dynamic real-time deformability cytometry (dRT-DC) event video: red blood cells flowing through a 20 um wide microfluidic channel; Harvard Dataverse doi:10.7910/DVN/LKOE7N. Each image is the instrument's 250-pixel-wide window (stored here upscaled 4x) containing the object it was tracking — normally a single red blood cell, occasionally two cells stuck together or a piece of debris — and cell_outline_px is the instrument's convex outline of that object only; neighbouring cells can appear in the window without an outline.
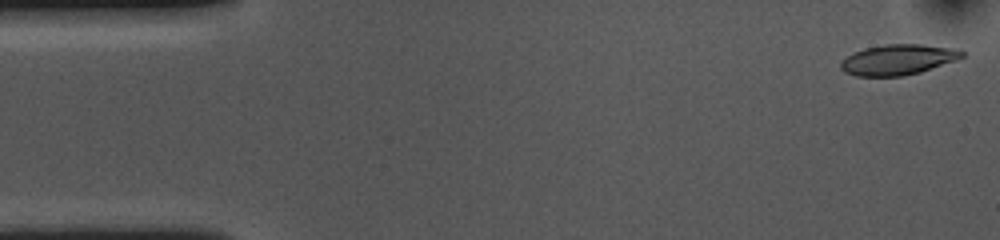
{"species": "common noctule bat (a hibernating species)", "species_latin": "Nyctalus noctula", "temperature_condition": "cold", "stored_images_in_passage": 53, "camera_frame_rate_fps": 3000, "um_per_image_px": 0.085, "animal": {"sex": "female", "body_mass_g": 10.0, "forearm_length_mm": 53.1}, "frame": {"image": 1, "passage_image": 1, "time_ms": 0.0, "image_size_px": [1000, 240], "cell_outline_px": [[964, 56], [956, 60], [920, 72], [900, 76], [856, 76], [844, 72], [840, 68], [840, 60], [864, 48], [884, 44], [920, 44], [960, 48], [964, 52]], "centroid_in_image_um": [76.34, 5.06], "position_along_channel_um": 8.7, "area_um2": 21.62}}
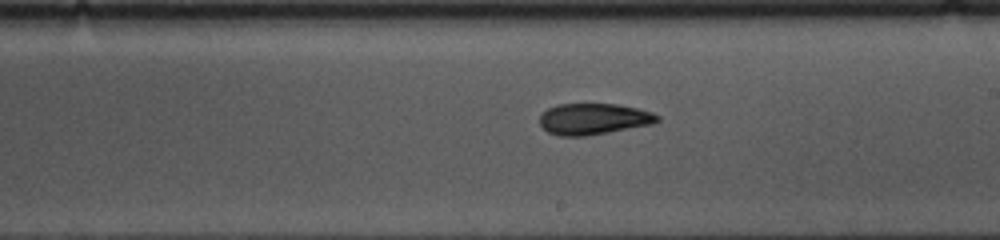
{"frame": {"image": 2, "passage_image": 29, "time_ms": 9.333, "image_size_px": [1000, 240], "cell_outline_px": [[660, 120], [652, 124], [608, 132], [584, 136], [560, 136], [548, 132], [540, 124], [540, 116], [548, 108], [556, 104], [616, 104], [636, 108], [652, 112], [660, 116]], "centroid_in_image_um": [50.45, 10.11], "position_along_channel_um": 238.5, "area_um2": 21.27}}
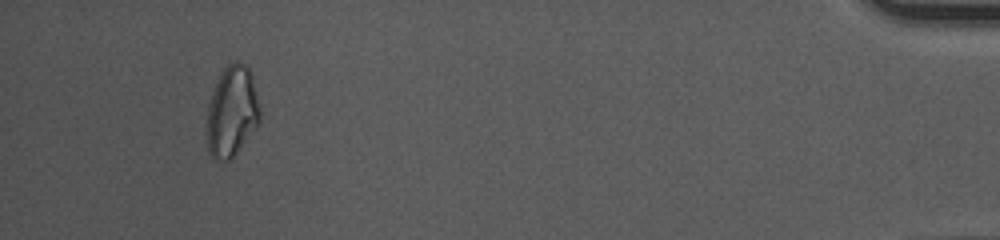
{"frame": {"image": 3, "passage_image": 50, "time_ms": 16.333, "image_size_px": [1000, 240], "cell_outline_px": [[260, 120], [236, 152], [228, 160], [212, 160], [208, 152], [208, 104], [216, 80], [220, 72], [228, 64], [236, 60], [240, 60], [252, 72], [260, 108]], "centroid_in_image_um": [19.71, 9.42], "position_along_channel_um": 415.5, "area_um2": 27.92}, "authors_computed_cell_mechanics": {"area_um2": 21.9062, "velocity_mm_per_s": 3.6045, "shape_relaxation_time_tau1_ms": 5.5801, "shape_relaxation_time_tau2_ms": 4.6717, "deformation_change_tau1": 0.1528, "deformation_change_tau2": 0.1201}}